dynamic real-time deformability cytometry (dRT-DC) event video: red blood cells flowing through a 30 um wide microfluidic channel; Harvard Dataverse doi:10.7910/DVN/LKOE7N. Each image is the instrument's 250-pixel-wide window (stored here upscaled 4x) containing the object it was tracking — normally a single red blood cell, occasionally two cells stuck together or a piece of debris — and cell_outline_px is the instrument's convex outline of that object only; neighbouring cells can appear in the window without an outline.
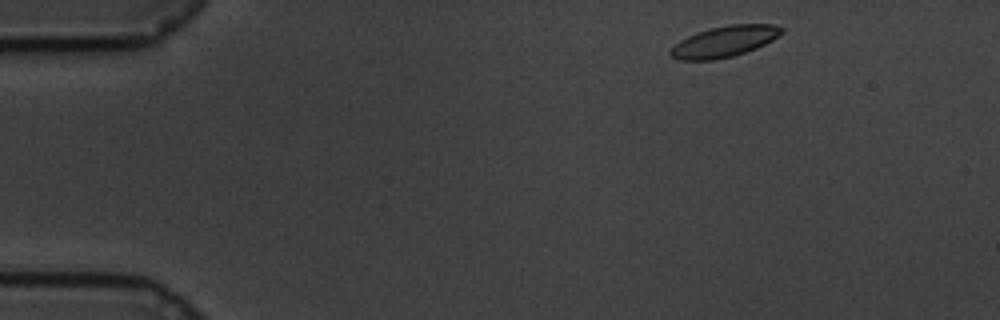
{"species": "common noctule bat (a hibernating species)", "species_latin": "Nyctalus noctula", "temperature_condition": "cold", "stored_images_in_passage": 54, "camera_frame_rate_fps": 3000, "um_per_image_px": 0.085, "animal": {"sex": "male", "body_mass_g": 19.5, "forearm_length_mm": 54.6}, "frame": {"image": 1, "passage_image": 2, "time_ms": 0.333, "image_size_px": [1000, 320], "cell_outline_px": [[784, 32], [772, 40], [756, 48], [732, 56], [716, 60], [676, 60], [668, 52], [680, 40], [688, 36], [708, 28], [728, 24], [772, 24], [784, 28]], "centroid_in_image_um": [61.57, 3.52], "position_along_channel_um": 23.4, "area_um2": 20.06}}
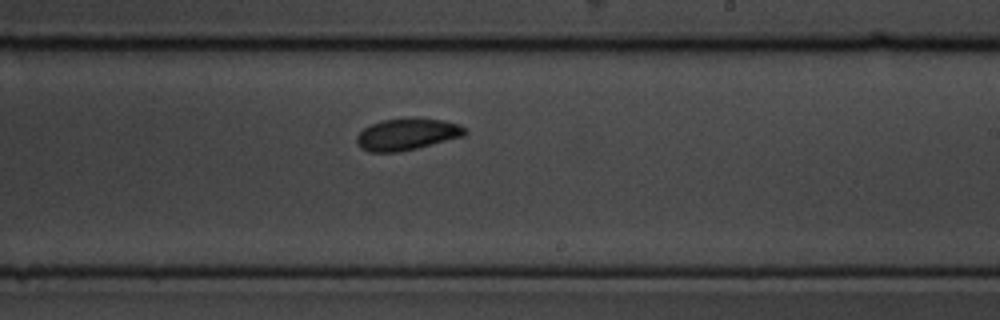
{"frame": {"image": 2, "passage_image": 30, "time_ms": 9.667, "image_size_px": [1000, 320], "cell_outline_px": [[468, 132], [464, 136], [400, 152], [368, 152], [360, 148], [356, 144], [356, 136], [364, 128], [380, 120], [444, 120], [460, 124], [468, 128]], "centroid_in_image_um": [34.59, 11.45], "position_along_channel_um": 254.4, "area_um2": 19.65}}
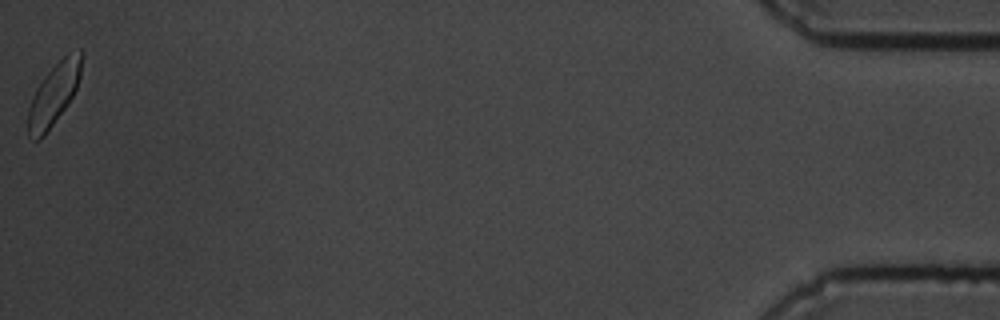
{"frame": {"image": 3, "passage_image": 54, "time_ms": 17.667, "image_size_px": [1000, 320], "cell_outline_px": [[80, 76], [76, 88], [68, 104], [44, 136], [40, 140], [32, 140], [28, 136], [28, 108], [36, 88], [44, 76], [68, 52], [80, 48]], "centroid_in_image_um": [4.54, 8.05], "position_along_channel_um": 430.7, "area_um2": 18.96}, "authors_computed_cell_mechanics": {"area_um2": 20.0277, "velocity_mm_per_s": 3.3438, "shape_relaxation_time_tau1_ms": 3.7436, "shape_relaxation_time_tau2_ms": 2.902, "deformation_change_tau1": 0.0978, "deformation_change_tau2": 0.0695}}